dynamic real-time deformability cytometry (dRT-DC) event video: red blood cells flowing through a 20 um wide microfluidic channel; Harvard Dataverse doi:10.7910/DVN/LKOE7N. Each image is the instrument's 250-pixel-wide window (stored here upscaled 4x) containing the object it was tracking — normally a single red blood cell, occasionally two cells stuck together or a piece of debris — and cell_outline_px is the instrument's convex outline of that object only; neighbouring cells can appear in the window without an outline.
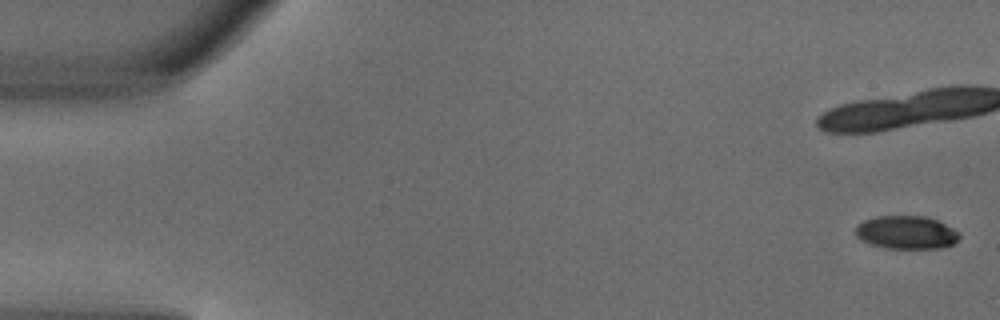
{"species": "common noctule bat (a hibernating species)", "species_latin": "Nyctalus noctula", "temperature_condition": "warm", "stored_images_in_passage": 9, "camera_frame_rate_fps": 3000, "um_per_image_px": 0.085, "animal": {"sex": "male", "body_mass_g": 18.8}, "frame": {"image": 1, "passage_image": 1, "time_ms": 0.0, "image_size_px": [1000, 320], "cell_outline_px": [[960, 236], [952, 244], [940, 248], [884, 248], [868, 244], [860, 240], [856, 236], [856, 224], [864, 220], [876, 216], [924, 216], [936, 220], [960, 232]], "centroid_in_image_um": [76.99, 19.76], "position_along_channel_um": 8.0, "area_um2": 20.11}}
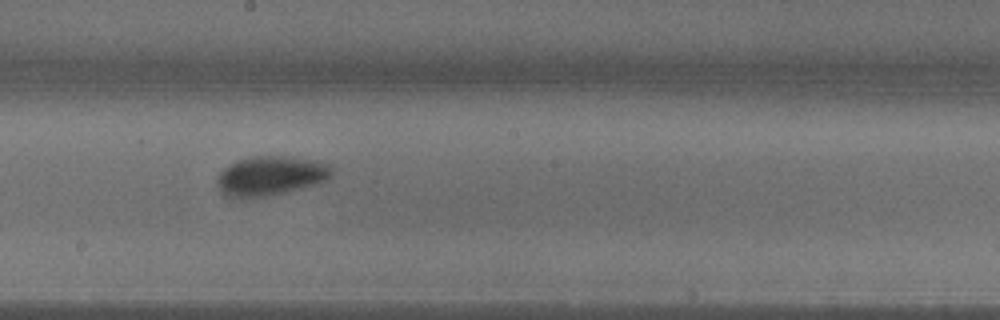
{"frame": {"image": 2, "passage_image": 8, "time_ms": 2.333, "image_size_px": [1000, 320], "cell_outline_px": [[332, 176], [328, 180], [316, 184], [288, 192], [264, 196], [224, 196], [216, 184], [216, 176], [228, 164], [236, 160], [252, 156], [288, 156], [320, 160], [328, 164], [332, 168]], "centroid_in_image_um": [23.02, 14.91], "position_along_channel_um": 225.2, "area_um2": 26.59}}
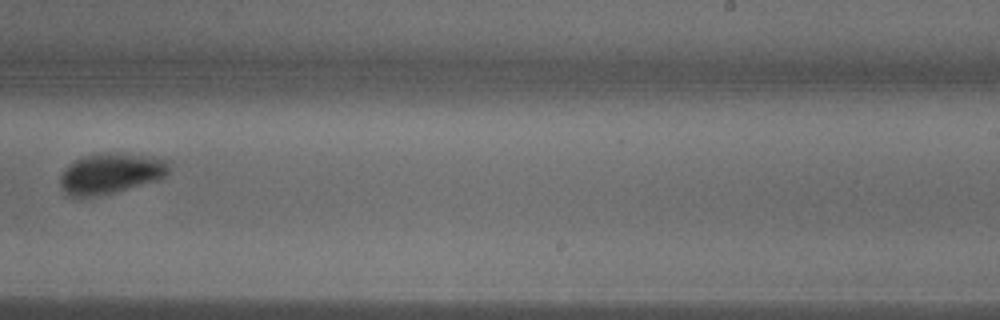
{"frame": {"image": 3, "passage_image": 9, "time_ms": 2.667, "image_size_px": [1000, 320], "cell_outline_px": [[168, 172], [164, 180], [100, 196], [80, 200], [76, 200], [64, 196], [60, 184], [60, 176], [64, 168], [68, 164], [84, 156], [104, 152], [116, 152], [168, 160]], "centroid_in_image_um": [9.34, 14.81], "position_along_channel_um": 279.7, "area_um2": 26.76}}